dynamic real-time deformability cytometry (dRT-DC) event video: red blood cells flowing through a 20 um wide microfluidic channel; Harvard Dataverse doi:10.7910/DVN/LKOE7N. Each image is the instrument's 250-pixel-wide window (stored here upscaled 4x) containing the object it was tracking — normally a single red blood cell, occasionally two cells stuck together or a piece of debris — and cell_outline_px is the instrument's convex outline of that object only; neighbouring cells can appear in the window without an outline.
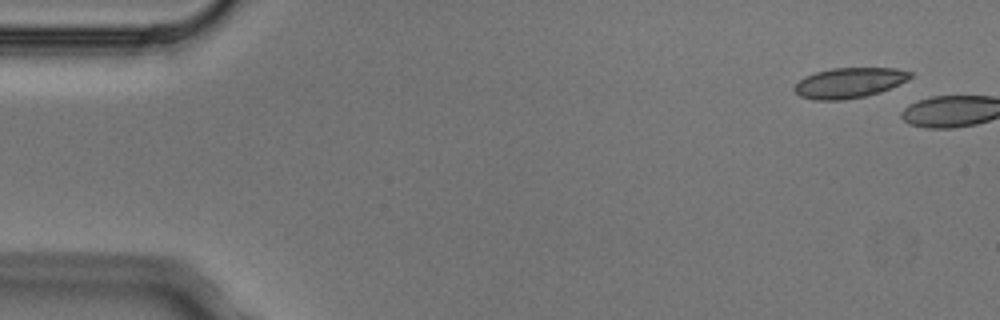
{"species": "Egyptian fruit bat (a non-hibernating species)", "species_latin": "Rousettus aegyptiacus", "temperature_condition": "cold", "stored_images_in_passage": 2, "camera_frame_rate_fps": 3000, "um_per_image_px": 0.085, "animal": {"sex": "male"}, "frame": {"image": 1, "passage_image": 1, "time_ms": 0.0, "image_size_px": [1000, 320], "cell_outline_px": [[912, 76], [908, 80], [880, 92], [864, 96], [844, 100], [812, 100], [800, 96], [792, 88], [804, 76], [816, 72], [832, 68], [896, 68], [912, 72]], "centroid_in_image_um": [72.17, 7.04], "position_along_channel_um": 12.8, "area_um2": 20.46}}